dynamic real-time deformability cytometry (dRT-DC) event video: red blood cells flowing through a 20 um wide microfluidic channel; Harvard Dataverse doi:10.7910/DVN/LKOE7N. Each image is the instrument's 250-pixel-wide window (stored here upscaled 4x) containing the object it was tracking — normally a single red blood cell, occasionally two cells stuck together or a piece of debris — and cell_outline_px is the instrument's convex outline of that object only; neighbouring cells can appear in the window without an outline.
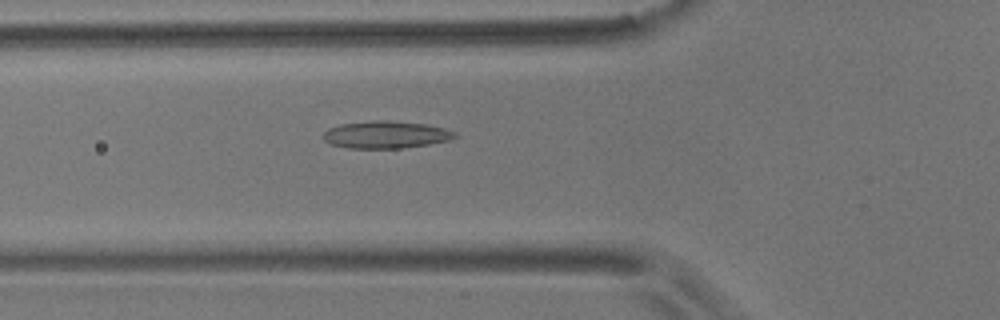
{"species": "common noctule bat (a hibernating species)", "species_latin": "Nyctalus noctula", "temperature_condition": "room temperature", "stored_images_in_passage": 45, "camera_frame_rate_fps": 3000, "um_per_image_px": 0.085, "animal": {"sex": "male", "body_mass_g": 17.9}, "frame": {"image": 1, "passage_image": 10, "time_ms": 3.0, "image_size_px": [1000, 320], "cell_outline_px": [[460, 136], [448, 140], [428, 144], [404, 148], [348, 148], [328, 144], [320, 136], [328, 128], [340, 124], [372, 120], [388, 120], [428, 124], [444, 128], [456, 132]], "centroid_in_image_um": [32.77, 11.44], "position_along_channel_um": 93.0, "area_um2": 21.27}}
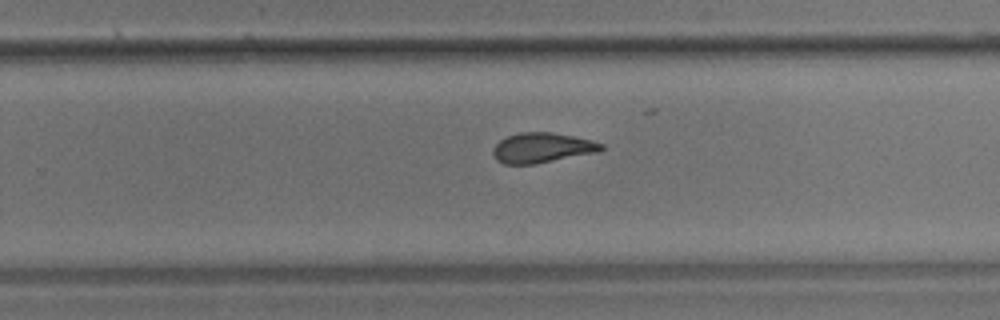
{"frame": {"image": 2, "passage_image": 26, "time_ms": 8.333, "image_size_px": [1000, 320], "cell_outline_px": [[604, 148], [600, 152], [536, 164], [504, 164], [496, 160], [492, 152], [492, 148], [500, 140], [508, 136], [520, 132], [552, 132], [592, 140], [604, 144]], "centroid_in_image_um": [46.09, 12.57], "position_along_channel_um": 283.7, "area_um2": 19.13}}
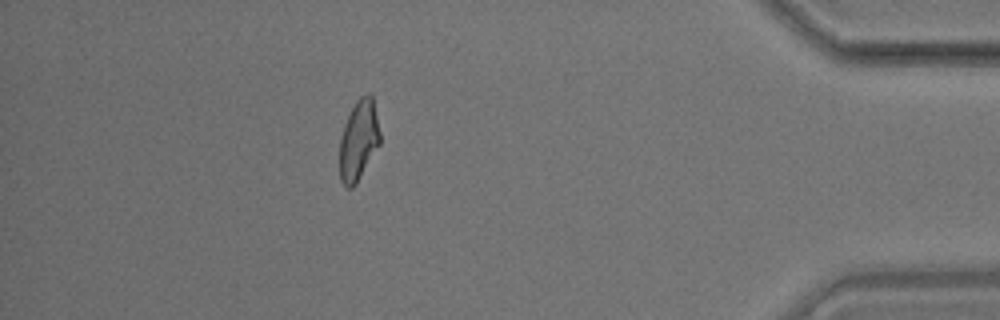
{"frame": {"image": 3, "passage_image": 40, "time_ms": 13.0, "image_size_px": [1000, 320], "cell_outline_px": [[380, 144], [356, 184], [352, 188], [348, 188], [340, 180], [340, 140], [344, 124], [356, 100], [360, 96], [368, 92], [372, 96], [380, 132]], "centroid_in_image_um": [30.49, 11.92], "position_along_channel_um": 404.7, "area_um2": 18.79}}